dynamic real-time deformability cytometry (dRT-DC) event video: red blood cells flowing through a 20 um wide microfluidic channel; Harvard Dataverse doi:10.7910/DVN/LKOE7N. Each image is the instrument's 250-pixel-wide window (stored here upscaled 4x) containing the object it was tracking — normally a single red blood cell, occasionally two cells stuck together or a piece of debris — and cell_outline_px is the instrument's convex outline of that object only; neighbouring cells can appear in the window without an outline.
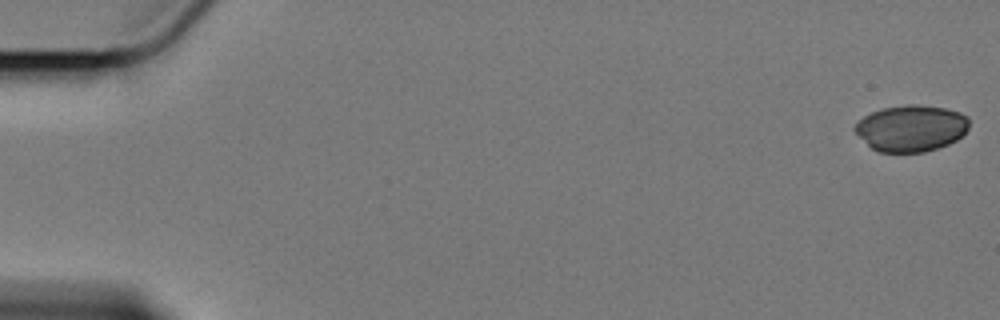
{"species": "Egyptian fruit bat (a non-hibernating species)", "species_latin": "Rousettus aegyptiacus", "temperature_condition": "cold", "stored_images_in_passage": 12, "camera_frame_rate_fps": 3000, "um_per_image_px": 0.085, "animal": {"sex": "female"}, "frame": {"image": 1, "passage_image": 1, "time_ms": 0.0, "image_size_px": [1000, 320], "cell_outline_px": [[968, 128], [956, 140], [948, 144], [924, 152], [876, 152], [852, 128], [864, 116], [872, 112], [884, 108], [908, 104], [916, 104], [944, 108], [960, 112], [968, 116]], "centroid_in_image_um": [77.45, 10.89], "position_along_channel_um": 7.6, "area_um2": 30.63}}